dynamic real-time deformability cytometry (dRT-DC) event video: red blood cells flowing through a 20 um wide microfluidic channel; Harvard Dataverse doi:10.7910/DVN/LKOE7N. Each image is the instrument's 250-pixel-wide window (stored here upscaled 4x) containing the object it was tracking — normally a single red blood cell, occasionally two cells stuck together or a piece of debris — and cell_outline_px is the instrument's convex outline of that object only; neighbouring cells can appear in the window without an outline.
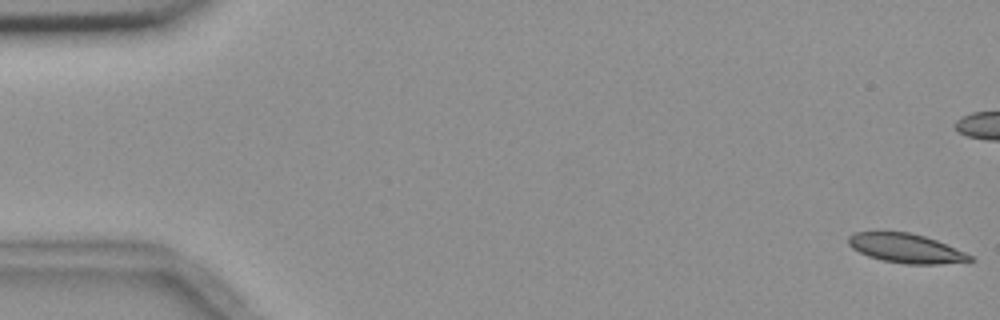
{"species": "common noctule bat (a hibernating species)", "species_latin": "Nyctalus noctula", "temperature_condition": "room temperature", "stored_images_in_passage": 57, "camera_frame_rate_fps": 3000, "um_per_image_px": 0.085, "animal": {"sex": "female", "body_mass_g": 18.4}, "frame": {"image": 1, "passage_image": 1, "time_ms": 0.0, "image_size_px": [1000, 320], "cell_outline_px": [[976, 260], [940, 264], [904, 264], [880, 260], [868, 256], [852, 248], [848, 244], [848, 236], [852, 232], [908, 232], [924, 236], [936, 240], [964, 252], [972, 256]], "centroid_in_image_um": [76.98, 21.11], "position_along_channel_um": 8.0, "area_um2": 20.63}}
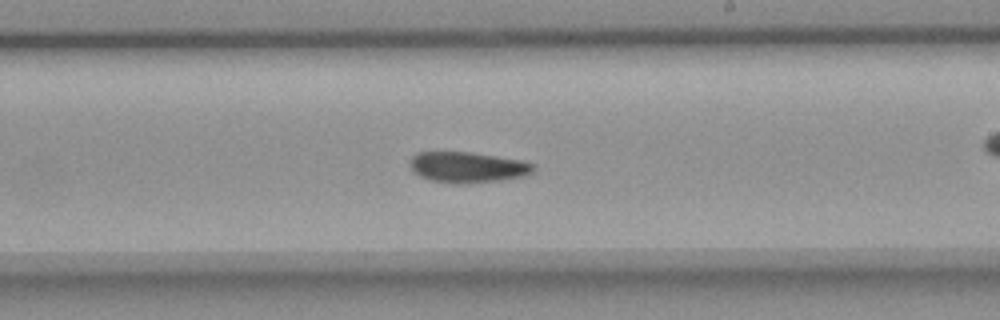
{"frame": {"image": 2, "passage_image": 33, "time_ms": 10.667, "image_size_px": [1000, 320], "cell_outline_px": [[536, 168], [532, 172], [524, 176], [500, 180], [464, 184], [456, 184], [428, 180], [420, 176], [412, 168], [412, 156], [416, 152], [468, 152], [524, 160], [532, 164]], "centroid_in_image_um": [39.77, 14.22], "position_along_channel_um": 249.2, "area_um2": 22.02}}
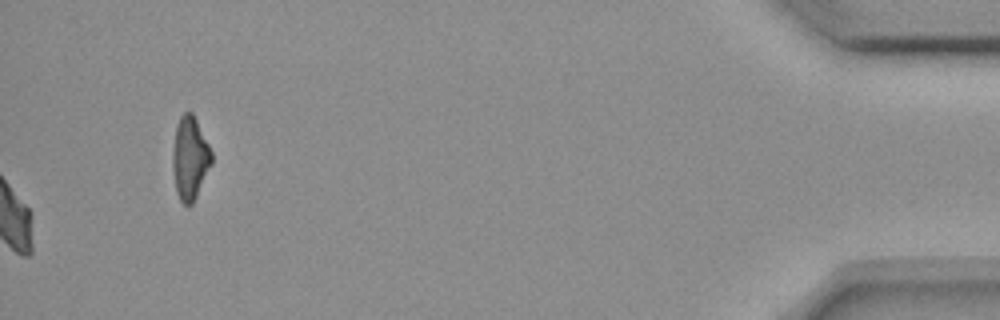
{"frame": {"image": 3, "passage_image": 57, "time_ms": 18.667, "image_size_px": [1000, 320], "cell_outline_px": [[212, 164], [192, 204], [184, 204], [180, 200], [176, 192], [172, 168], [172, 156], [176, 124], [180, 116], [184, 112], [192, 112], [212, 152]], "centroid_in_image_um": [16.13, 13.44], "position_along_channel_um": 419.1, "area_um2": 18.73}, "authors_computed_cell_mechanics": {"area_um2": 21.6172, "velocity_mm_per_s": 3.6288, "shape_relaxation_time_tau1_ms": 3.3202, "shape_relaxation_time_tau2_ms": 3.9869, "deformation_change_tau1": 0.1182, "deformation_change_tau2": 0.082}}